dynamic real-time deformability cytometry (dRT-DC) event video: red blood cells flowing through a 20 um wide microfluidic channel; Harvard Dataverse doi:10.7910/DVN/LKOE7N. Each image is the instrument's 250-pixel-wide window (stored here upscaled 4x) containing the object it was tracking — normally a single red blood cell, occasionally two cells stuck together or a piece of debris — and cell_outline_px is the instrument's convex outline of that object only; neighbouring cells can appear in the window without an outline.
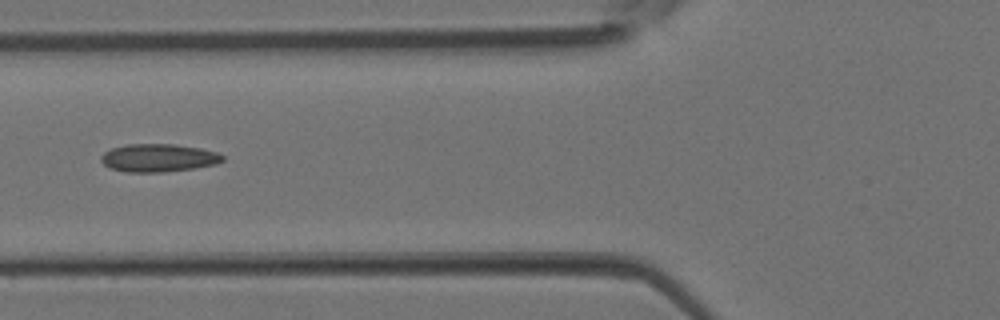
{"species": "Egyptian fruit bat (a non-hibernating species)", "species_latin": "Rousettus aegyptiacus", "temperature_condition": "room temperature", "stored_images_in_passage": 5, "camera_frame_rate_fps": 3000, "um_per_image_px": 0.085, "animal": {"sex": "female"}, "frame": {"image": 1, "passage_image": 5, "time_ms": 1.333, "image_size_px": [1000, 320], "cell_outline_px": [[224, 160], [216, 164], [192, 168], [164, 172], [124, 172], [112, 168], [104, 164], [100, 160], [100, 156], [104, 152], [112, 148], [124, 144], [172, 144], [200, 148], [216, 152], [224, 156]], "centroid_in_image_um": [13.44, 13.41], "position_along_channel_um": 112.4, "area_um2": 19.77}}